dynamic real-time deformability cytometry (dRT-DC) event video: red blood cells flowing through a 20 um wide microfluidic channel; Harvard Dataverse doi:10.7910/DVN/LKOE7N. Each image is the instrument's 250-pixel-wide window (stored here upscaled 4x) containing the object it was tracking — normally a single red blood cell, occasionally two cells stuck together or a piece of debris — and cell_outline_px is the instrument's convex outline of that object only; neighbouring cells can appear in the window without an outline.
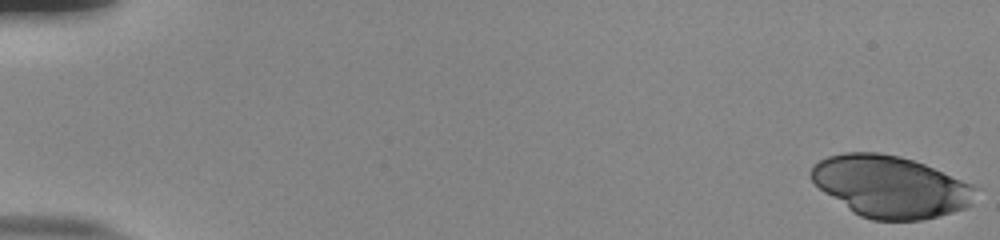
{"species": "human", "species_latin": "Homo sapiens", "temperature_condition": "room temperature", "stored_images_in_passage": 48, "camera_frame_rate_fps": 3000, "um_per_image_px": 0.085, "donor": {"sex": "male"}, "frame": {"image": 1, "passage_image": 1, "time_ms": 0.0, "image_size_px": [1000, 240], "cell_outline_px": [[976, 188], [972, 204], [964, 208], [952, 212], [920, 220], [872, 220], [860, 216], [852, 212], [824, 192], [812, 180], [812, 168], [820, 160], [828, 156], [844, 152], [876, 152], [900, 156], [924, 164], [972, 184]], "centroid_in_image_um": [75.68, 15.86], "position_along_channel_um": 9.3, "area_um2": 58.55}}
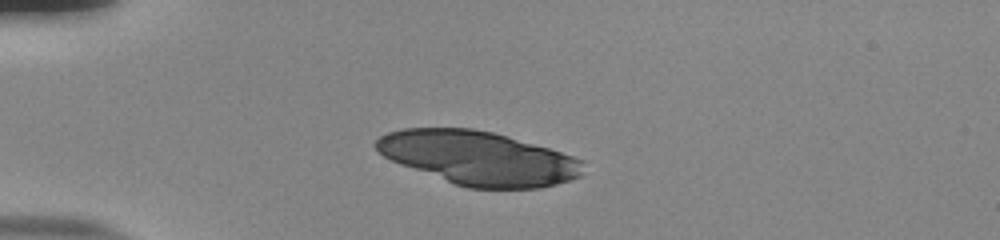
{"frame": {"image": 2, "passage_image": 15, "time_ms": 4.667, "image_size_px": [1000, 240], "cell_outline_px": [[584, 160], [580, 176], [556, 184], [540, 188], [468, 188], [456, 184], [400, 164], [384, 156], [372, 144], [380, 136], [388, 132], [404, 128], [472, 128], [492, 132], [548, 148]], "centroid_in_image_um": [40.65, 13.43], "position_along_channel_um": 44.4, "area_um2": 64.16}}
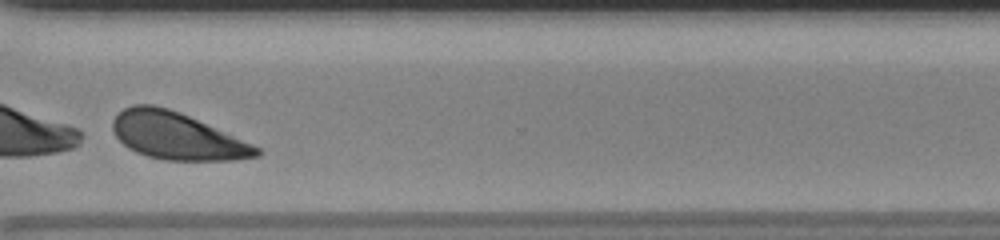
{"frame": {"image": 3, "passage_image": 43, "time_ms": 14.0, "image_size_px": [1000, 240], "cell_outline_px": [[264, 152], [260, 156], [236, 160], [164, 160], [148, 156], [136, 152], [128, 148], [116, 136], [112, 128], [112, 120], [124, 108], [132, 104], [152, 104], [168, 108], [180, 112], [252, 144], [260, 148]], "centroid_in_image_um": [15.03, 11.56], "position_along_channel_um": 355.6, "area_um2": 39.3}}